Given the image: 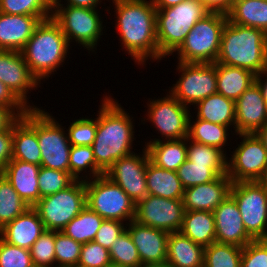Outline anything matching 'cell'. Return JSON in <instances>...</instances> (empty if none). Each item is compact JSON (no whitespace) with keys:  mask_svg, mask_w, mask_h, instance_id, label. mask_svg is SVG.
Returning a JSON list of instances; mask_svg holds the SVG:
<instances>
[{"mask_svg":"<svg viewBox=\"0 0 267 267\" xmlns=\"http://www.w3.org/2000/svg\"><path fill=\"white\" fill-rule=\"evenodd\" d=\"M209 11L200 0H186L176 6L156 10V33L159 53L173 55L194 25Z\"/></svg>","mask_w":267,"mask_h":267,"instance_id":"5","label":"cell"},{"mask_svg":"<svg viewBox=\"0 0 267 267\" xmlns=\"http://www.w3.org/2000/svg\"><path fill=\"white\" fill-rule=\"evenodd\" d=\"M196 117L204 121L232 127L235 130V101L222 94H212L196 105Z\"/></svg>","mask_w":267,"mask_h":267,"instance_id":"30","label":"cell"},{"mask_svg":"<svg viewBox=\"0 0 267 267\" xmlns=\"http://www.w3.org/2000/svg\"><path fill=\"white\" fill-rule=\"evenodd\" d=\"M69 47L61 27L50 17L37 25L21 54L30 72L41 83L43 79L45 81V78L49 79L52 74L54 75L56 69L65 63Z\"/></svg>","mask_w":267,"mask_h":267,"instance_id":"4","label":"cell"},{"mask_svg":"<svg viewBox=\"0 0 267 267\" xmlns=\"http://www.w3.org/2000/svg\"><path fill=\"white\" fill-rule=\"evenodd\" d=\"M12 125L8 129L0 131V173L12 159Z\"/></svg>","mask_w":267,"mask_h":267,"instance_id":"51","label":"cell"},{"mask_svg":"<svg viewBox=\"0 0 267 267\" xmlns=\"http://www.w3.org/2000/svg\"><path fill=\"white\" fill-rule=\"evenodd\" d=\"M235 135L242 140L227 157V175L232 183L258 181L267 165V150L256 133Z\"/></svg>","mask_w":267,"mask_h":267,"instance_id":"13","label":"cell"},{"mask_svg":"<svg viewBox=\"0 0 267 267\" xmlns=\"http://www.w3.org/2000/svg\"><path fill=\"white\" fill-rule=\"evenodd\" d=\"M0 81L29 109H38L29 103V90L41 84L30 72L21 52L0 50ZM31 105V106H30Z\"/></svg>","mask_w":267,"mask_h":267,"instance_id":"17","label":"cell"},{"mask_svg":"<svg viewBox=\"0 0 267 267\" xmlns=\"http://www.w3.org/2000/svg\"><path fill=\"white\" fill-rule=\"evenodd\" d=\"M267 123V106L254 82L235 101V134L256 133Z\"/></svg>","mask_w":267,"mask_h":267,"instance_id":"20","label":"cell"},{"mask_svg":"<svg viewBox=\"0 0 267 267\" xmlns=\"http://www.w3.org/2000/svg\"><path fill=\"white\" fill-rule=\"evenodd\" d=\"M29 205L0 173V229L24 213Z\"/></svg>","mask_w":267,"mask_h":267,"instance_id":"37","label":"cell"},{"mask_svg":"<svg viewBox=\"0 0 267 267\" xmlns=\"http://www.w3.org/2000/svg\"><path fill=\"white\" fill-rule=\"evenodd\" d=\"M180 232L194 243L209 246L216 241L213 212L185 211Z\"/></svg>","mask_w":267,"mask_h":267,"instance_id":"31","label":"cell"},{"mask_svg":"<svg viewBox=\"0 0 267 267\" xmlns=\"http://www.w3.org/2000/svg\"><path fill=\"white\" fill-rule=\"evenodd\" d=\"M97 118H80L70 123L67 134L73 146H91L95 140Z\"/></svg>","mask_w":267,"mask_h":267,"instance_id":"45","label":"cell"},{"mask_svg":"<svg viewBox=\"0 0 267 267\" xmlns=\"http://www.w3.org/2000/svg\"><path fill=\"white\" fill-rule=\"evenodd\" d=\"M106 267H126V266H121V265H117V264H113V263H110L108 266Z\"/></svg>","mask_w":267,"mask_h":267,"instance_id":"59","label":"cell"},{"mask_svg":"<svg viewBox=\"0 0 267 267\" xmlns=\"http://www.w3.org/2000/svg\"><path fill=\"white\" fill-rule=\"evenodd\" d=\"M258 182L264 186L265 188H267V165L265 167V170L263 172V175L261 176V178L258 180Z\"/></svg>","mask_w":267,"mask_h":267,"instance_id":"58","label":"cell"},{"mask_svg":"<svg viewBox=\"0 0 267 267\" xmlns=\"http://www.w3.org/2000/svg\"><path fill=\"white\" fill-rule=\"evenodd\" d=\"M216 242L244 247L253 241L247 234L235 199L229 194L213 211Z\"/></svg>","mask_w":267,"mask_h":267,"instance_id":"19","label":"cell"},{"mask_svg":"<svg viewBox=\"0 0 267 267\" xmlns=\"http://www.w3.org/2000/svg\"><path fill=\"white\" fill-rule=\"evenodd\" d=\"M217 93L236 101L254 82L251 71L216 63Z\"/></svg>","mask_w":267,"mask_h":267,"instance_id":"29","label":"cell"},{"mask_svg":"<svg viewBox=\"0 0 267 267\" xmlns=\"http://www.w3.org/2000/svg\"><path fill=\"white\" fill-rule=\"evenodd\" d=\"M45 230L37 211L29 207L0 229V237L9 244L30 249Z\"/></svg>","mask_w":267,"mask_h":267,"instance_id":"25","label":"cell"},{"mask_svg":"<svg viewBox=\"0 0 267 267\" xmlns=\"http://www.w3.org/2000/svg\"><path fill=\"white\" fill-rule=\"evenodd\" d=\"M67 3L62 4L61 0H53V5H65V6H74L81 8L97 9L98 5L102 2L101 0H65Z\"/></svg>","mask_w":267,"mask_h":267,"instance_id":"54","label":"cell"},{"mask_svg":"<svg viewBox=\"0 0 267 267\" xmlns=\"http://www.w3.org/2000/svg\"><path fill=\"white\" fill-rule=\"evenodd\" d=\"M29 250L34 267H55V231L45 230Z\"/></svg>","mask_w":267,"mask_h":267,"instance_id":"42","label":"cell"},{"mask_svg":"<svg viewBox=\"0 0 267 267\" xmlns=\"http://www.w3.org/2000/svg\"><path fill=\"white\" fill-rule=\"evenodd\" d=\"M265 79H262V77ZM255 82L258 84L265 105L267 106V68L255 75Z\"/></svg>","mask_w":267,"mask_h":267,"instance_id":"55","label":"cell"},{"mask_svg":"<svg viewBox=\"0 0 267 267\" xmlns=\"http://www.w3.org/2000/svg\"><path fill=\"white\" fill-rule=\"evenodd\" d=\"M53 0H0V12L32 15L41 21L52 17Z\"/></svg>","mask_w":267,"mask_h":267,"instance_id":"39","label":"cell"},{"mask_svg":"<svg viewBox=\"0 0 267 267\" xmlns=\"http://www.w3.org/2000/svg\"><path fill=\"white\" fill-rule=\"evenodd\" d=\"M110 263L108 249L94 241L82 244L78 264L86 267H106Z\"/></svg>","mask_w":267,"mask_h":267,"instance_id":"47","label":"cell"},{"mask_svg":"<svg viewBox=\"0 0 267 267\" xmlns=\"http://www.w3.org/2000/svg\"><path fill=\"white\" fill-rule=\"evenodd\" d=\"M146 184L149 195L166 199H183L184 188L177 173L158 167L150 160L147 163Z\"/></svg>","mask_w":267,"mask_h":267,"instance_id":"28","label":"cell"},{"mask_svg":"<svg viewBox=\"0 0 267 267\" xmlns=\"http://www.w3.org/2000/svg\"><path fill=\"white\" fill-rule=\"evenodd\" d=\"M227 156L217 147L197 143L187 137V159L195 164H227Z\"/></svg>","mask_w":267,"mask_h":267,"instance_id":"44","label":"cell"},{"mask_svg":"<svg viewBox=\"0 0 267 267\" xmlns=\"http://www.w3.org/2000/svg\"><path fill=\"white\" fill-rule=\"evenodd\" d=\"M184 213L183 199L148 195L136 203L134 220L141 225L173 233L180 232Z\"/></svg>","mask_w":267,"mask_h":267,"instance_id":"15","label":"cell"},{"mask_svg":"<svg viewBox=\"0 0 267 267\" xmlns=\"http://www.w3.org/2000/svg\"><path fill=\"white\" fill-rule=\"evenodd\" d=\"M230 195L235 199L244 228L253 240L267 236V188L258 181L232 183Z\"/></svg>","mask_w":267,"mask_h":267,"instance_id":"11","label":"cell"},{"mask_svg":"<svg viewBox=\"0 0 267 267\" xmlns=\"http://www.w3.org/2000/svg\"><path fill=\"white\" fill-rule=\"evenodd\" d=\"M104 219L86 206L61 231L77 241L85 244L93 241Z\"/></svg>","mask_w":267,"mask_h":267,"instance_id":"35","label":"cell"},{"mask_svg":"<svg viewBox=\"0 0 267 267\" xmlns=\"http://www.w3.org/2000/svg\"><path fill=\"white\" fill-rule=\"evenodd\" d=\"M126 228L137 248L142 266L165 265L167 261V240L170 233L141 225L135 220Z\"/></svg>","mask_w":267,"mask_h":267,"instance_id":"18","label":"cell"},{"mask_svg":"<svg viewBox=\"0 0 267 267\" xmlns=\"http://www.w3.org/2000/svg\"><path fill=\"white\" fill-rule=\"evenodd\" d=\"M40 22L36 16L0 12V50L21 52Z\"/></svg>","mask_w":267,"mask_h":267,"instance_id":"23","label":"cell"},{"mask_svg":"<svg viewBox=\"0 0 267 267\" xmlns=\"http://www.w3.org/2000/svg\"><path fill=\"white\" fill-rule=\"evenodd\" d=\"M240 267H267V242L253 240L243 247Z\"/></svg>","mask_w":267,"mask_h":267,"instance_id":"48","label":"cell"},{"mask_svg":"<svg viewBox=\"0 0 267 267\" xmlns=\"http://www.w3.org/2000/svg\"><path fill=\"white\" fill-rule=\"evenodd\" d=\"M116 16V31L122 48L138 65L151 59L160 62L156 33V8L153 0H111ZM162 58V59H161Z\"/></svg>","mask_w":267,"mask_h":267,"instance_id":"1","label":"cell"},{"mask_svg":"<svg viewBox=\"0 0 267 267\" xmlns=\"http://www.w3.org/2000/svg\"><path fill=\"white\" fill-rule=\"evenodd\" d=\"M184 189L212 182L221 175L227 174V164H195L188 159L177 169Z\"/></svg>","mask_w":267,"mask_h":267,"instance_id":"34","label":"cell"},{"mask_svg":"<svg viewBox=\"0 0 267 267\" xmlns=\"http://www.w3.org/2000/svg\"><path fill=\"white\" fill-rule=\"evenodd\" d=\"M37 139L41 152V166L69 172L71 144L68 134L56 119L37 109Z\"/></svg>","mask_w":267,"mask_h":267,"instance_id":"12","label":"cell"},{"mask_svg":"<svg viewBox=\"0 0 267 267\" xmlns=\"http://www.w3.org/2000/svg\"><path fill=\"white\" fill-rule=\"evenodd\" d=\"M193 116L190 113L189 116V127H188V138L194 142L214 146L225 153L224 147L228 144V137L230 128L220 124L204 121L196 117L195 121H191Z\"/></svg>","mask_w":267,"mask_h":267,"instance_id":"33","label":"cell"},{"mask_svg":"<svg viewBox=\"0 0 267 267\" xmlns=\"http://www.w3.org/2000/svg\"><path fill=\"white\" fill-rule=\"evenodd\" d=\"M124 223L117 220H104L93 241L109 250L115 240L126 230L127 223Z\"/></svg>","mask_w":267,"mask_h":267,"instance_id":"49","label":"cell"},{"mask_svg":"<svg viewBox=\"0 0 267 267\" xmlns=\"http://www.w3.org/2000/svg\"><path fill=\"white\" fill-rule=\"evenodd\" d=\"M227 18L234 24L257 28L267 34V0H234Z\"/></svg>","mask_w":267,"mask_h":267,"instance_id":"32","label":"cell"},{"mask_svg":"<svg viewBox=\"0 0 267 267\" xmlns=\"http://www.w3.org/2000/svg\"><path fill=\"white\" fill-rule=\"evenodd\" d=\"M227 20V15L217 12H209L201 18L175 51L178 55L177 62L215 63Z\"/></svg>","mask_w":267,"mask_h":267,"instance_id":"6","label":"cell"},{"mask_svg":"<svg viewBox=\"0 0 267 267\" xmlns=\"http://www.w3.org/2000/svg\"><path fill=\"white\" fill-rule=\"evenodd\" d=\"M85 189L87 206L104 220H134L136 203L106 175L85 180Z\"/></svg>","mask_w":267,"mask_h":267,"instance_id":"7","label":"cell"},{"mask_svg":"<svg viewBox=\"0 0 267 267\" xmlns=\"http://www.w3.org/2000/svg\"><path fill=\"white\" fill-rule=\"evenodd\" d=\"M205 247L194 243L181 232L170 233L167 240L169 267H203Z\"/></svg>","mask_w":267,"mask_h":267,"instance_id":"26","label":"cell"},{"mask_svg":"<svg viewBox=\"0 0 267 267\" xmlns=\"http://www.w3.org/2000/svg\"><path fill=\"white\" fill-rule=\"evenodd\" d=\"M75 181L70 172L41 166L38 174L40 199L68 188Z\"/></svg>","mask_w":267,"mask_h":267,"instance_id":"41","label":"cell"},{"mask_svg":"<svg viewBox=\"0 0 267 267\" xmlns=\"http://www.w3.org/2000/svg\"><path fill=\"white\" fill-rule=\"evenodd\" d=\"M69 172L76 180H88L103 175L105 173L96 164L91 146L73 145H71L69 154ZM82 172L84 174L88 172V175H84Z\"/></svg>","mask_w":267,"mask_h":267,"instance_id":"36","label":"cell"},{"mask_svg":"<svg viewBox=\"0 0 267 267\" xmlns=\"http://www.w3.org/2000/svg\"><path fill=\"white\" fill-rule=\"evenodd\" d=\"M70 267H86V266H82L80 264H76V265H73V266H70Z\"/></svg>","mask_w":267,"mask_h":267,"instance_id":"61","label":"cell"},{"mask_svg":"<svg viewBox=\"0 0 267 267\" xmlns=\"http://www.w3.org/2000/svg\"><path fill=\"white\" fill-rule=\"evenodd\" d=\"M145 144L149 160L165 170L176 172L187 160V137L180 140L150 138Z\"/></svg>","mask_w":267,"mask_h":267,"instance_id":"27","label":"cell"},{"mask_svg":"<svg viewBox=\"0 0 267 267\" xmlns=\"http://www.w3.org/2000/svg\"><path fill=\"white\" fill-rule=\"evenodd\" d=\"M98 12V9L53 5L52 18L61 27L69 45L75 41L90 54L96 50L103 35V20Z\"/></svg>","mask_w":267,"mask_h":267,"instance_id":"8","label":"cell"},{"mask_svg":"<svg viewBox=\"0 0 267 267\" xmlns=\"http://www.w3.org/2000/svg\"><path fill=\"white\" fill-rule=\"evenodd\" d=\"M0 105L9 107L18 117H22L29 110V108L26 107L1 81Z\"/></svg>","mask_w":267,"mask_h":267,"instance_id":"50","label":"cell"},{"mask_svg":"<svg viewBox=\"0 0 267 267\" xmlns=\"http://www.w3.org/2000/svg\"><path fill=\"white\" fill-rule=\"evenodd\" d=\"M12 159L41 166L37 139V109H29L12 124Z\"/></svg>","mask_w":267,"mask_h":267,"instance_id":"21","label":"cell"},{"mask_svg":"<svg viewBox=\"0 0 267 267\" xmlns=\"http://www.w3.org/2000/svg\"><path fill=\"white\" fill-rule=\"evenodd\" d=\"M168 93L166 97L148 101L146 120L152 122L162 140H180L188 137L190 108Z\"/></svg>","mask_w":267,"mask_h":267,"instance_id":"14","label":"cell"},{"mask_svg":"<svg viewBox=\"0 0 267 267\" xmlns=\"http://www.w3.org/2000/svg\"><path fill=\"white\" fill-rule=\"evenodd\" d=\"M232 185L227 174L206 184L184 189L183 205L185 211L213 212L230 194Z\"/></svg>","mask_w":267,"mask_h":267,"instance_id":"22","label":"cell"},{"mask_svg":"<svg viewBox=\"0 0 267 267\" xmlns=\"http://www.w3.org/2000/svg\"><path fill=\"white\" fill-rule=\"evenodd\" d=\"M256 134L261 139L265 149L267 150V123L261 129H259Z\"/></svg>","mask_w":267,"mask_h":267,"instance_id":"57","label":"cell"},{"mask_svg":"<svg viewBox=\"0 0 267 267\" xmlns=\"http://www.w3.org/2000/svg\"><path fill=\"white\" fill-rule=\"evenodd\" d=\"M183 1H186V0H153V3L156 9H164V8L176 6L177 4Z\"/></svg>","mask_w":267,"mask_h":267,"instance_id":"56","label":"cell"},{"mask_svg":"<svg viewBox=\"0 0 267 267\" xmlns=\"http://www.w3.org/2000/svg\"><path fill=\"white\" fill-rule=\"evenodd\" d=\"M111 263L126 267H143L133 240L126 229L109 249Z\"/></svg>","mask_w":267,"mask_h":267,"instance_id":"40","label":"cell"},{"mask_svg":"<svg viewBox=\"0 0 267 267\" xmlns=\"http://www.w3.org/2000/svg\"><path fill=\"white\" fill-rule=\"evenodd\" d=\"M18 118L9 107L0 105V131L8 129Z\"/></svg>","mask_w":267,"mask_h":267,"instance_id":"53","label":"cell"},{"mask_svg":"<svg viewBox=\"0 0 267 267\" xmlns=\"http://www.w3.org/2000/svg\"><path fill=\"white\" fill-rule=\"evenodd\" d=\"M0 267H34L30 250L9 244L0 237Z\"/></svg>","mask_w":267,"mask_h":267,"instance_id":"46","label":"cell"},{"mask_svg":"<svg viewBox=\"0 0 267 267\" xmlns=\"http://www.w3.org/2000/svg\"><path fill=\"white\" fill-rule=\"evenodd\" d=\"M209 12L227 15L233 6L234 0H200Z\"/></svg>","mask_w":267,"mask_h":267,"instance_id":"52","label":"cell"},{"mask_svg":"<svg viewBox=\"0 0 267 267\" xmlns=\"http://www.w3.org/2000/svg\"><path fill=\"white\" fill-rule=\"evenodd\" d=\"M40 167L33 163L11 159L1 172L29 207H33L40 200L38 186Z\"/></svg>","mask_w":267,"mask_h":267,"instance_id":"24","label":"cell"},{"mask_svg":"<svg viewBox=\"0 0 267 267\" xmlns=\"http://www.w3.org/2000/svg\"><path fill=\"white\" fill-rule=\"evenodd\" d=\"M108 96H104L99 105L96 136L91 145L96 164L104 172L115 161L134 153L135 140L133 117Z\"/></svg>","mask_w":267,"mask_h":267,"instance_id":"2","label":"cell"},{"mask_svg":"<svg viewBox=\"0 0 267 267\" xmlns=\"http://www.w3.org/2000/svg\"><path fill=\"white\" fill-rule=\"evenodd\" d=\"M242 251V247L215 241L205 247L203 267H240Z\"/></svg>","mask_w":267,"mask_h":267,"instance_id":"38","label":"cell"},{"mask_svg":"<svg viewBox=\"0 0 267 267\" xmlns=\"http://www.w3.org/2000/svg\"><path fill=\"white\" fill-rule=\"evenodd\" d=\"M82 244L62 231H55V267H70L78 264Z\"/></svg>","mask_w":267,"mask_h":267,"instance_id":"43","label":"cell"},{"mask_svg":"<svg viewBox=\"0 0 267 267\" xmlns=\"http://www.w3.org/2000/svg\"><path fill=\"white\" fill-rule=\"evenodd\" d=\"M215 63L244 68L258 74L267 68V34L227 20Z\"/></svg>","mask_w":267,"mask_h":267,"instance_id":"3","label":"cell"},{"mask_svg":"<svg viewBox=\"0 0 267 267\" xmlns=\"http://www.w3.org/2000/svg\"><path fill=\"white\" fill-rule=\"evenodd\" d=\"M86 206L85 180H76L68 188L41 198L33 208L46 230L61 231Z\"/></svg>","mask_w":267,"mask_h":267,"instance_id":"9","label":"cell"},{"mask_svg":"<svg viewBox=\"0 0 267 267\" xmlns=\"http://www.w3.org/2000/svg\"><path fill=\"white\" fill-rule=\"evenodd\" d=\"M179 80L169 92L184 106L190 108L217 93L216 63H183L178 62Z\"/></svg>","mask_w":267,"mask_h":267,"instance_id":"10","label":"cell"},{"mask_svg":"<svg viewBox=\"0 0 267 267\" xmlns=\"http://www.w3.org/2000/svg\"><path fill=\"white\" fill-rule=\"evenodd\" d=\"M144 267H169V266L165 264V265H154V266H144Z\"/></svg>","mask_w":267,"mask_h":267,"instance_id":"60","label":"cell"},{"mask_svg":"<svg viewBox=\"0 0 267 267\" xmlns=\"http://www.w3.org/2000/svg\"><path fill=\"white\" fill-rule=\"evenodd\" d=\"M142 151V155L134 152L120 158L104 173L111 181L119 185L135 203L149 195L146 184L149 154L145 146Z\"/></svg>","mask_w":267,"mask_h":267,"instance_id":"16","label":"cell"}]
</instances>
